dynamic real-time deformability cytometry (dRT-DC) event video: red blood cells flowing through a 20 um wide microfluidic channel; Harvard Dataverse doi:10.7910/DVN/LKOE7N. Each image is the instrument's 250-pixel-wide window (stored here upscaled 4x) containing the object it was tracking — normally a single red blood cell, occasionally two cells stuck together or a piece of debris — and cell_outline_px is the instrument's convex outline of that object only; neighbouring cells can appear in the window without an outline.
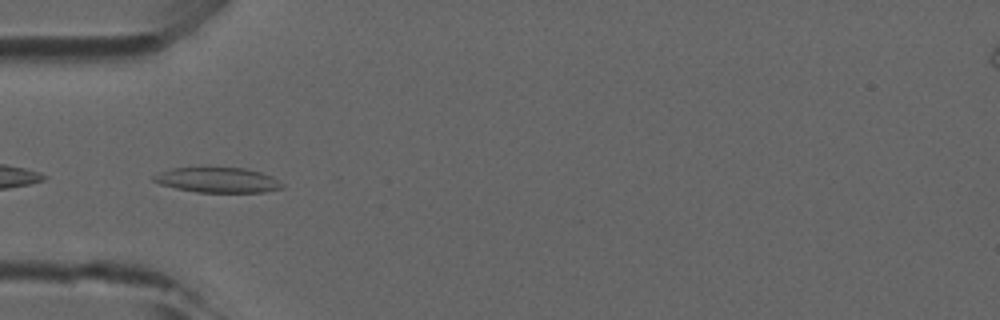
{"species": "common noctule bat (a hibernating species)", "species_latin": "Nyctalus noctula", "temperature_condition": "room temperature", "stored_images_in_passage": 47, "camera_frame_rate_fps": 3000, "um_per_image_px": 0.085, "animal": {"sex": "male", "forearm_length_mm": 52.5}, "frame": {"image": 1, "passage_image": 14, "time_ms": 4.333, "image_size_px": [1000, 320], "cell_outline_px": [[284, 188], [264, 192], [196, 192], [176, 188], [160, 184], [152, 180], [152, 176], [160, 172], [172, 168], [244, 168], [260, 172], [272, 176], [284, 184]], "centroid_in_image_um": [18.52, 15.31], "position_along_channel_um": 66.5, "area_um2": 18.73}}